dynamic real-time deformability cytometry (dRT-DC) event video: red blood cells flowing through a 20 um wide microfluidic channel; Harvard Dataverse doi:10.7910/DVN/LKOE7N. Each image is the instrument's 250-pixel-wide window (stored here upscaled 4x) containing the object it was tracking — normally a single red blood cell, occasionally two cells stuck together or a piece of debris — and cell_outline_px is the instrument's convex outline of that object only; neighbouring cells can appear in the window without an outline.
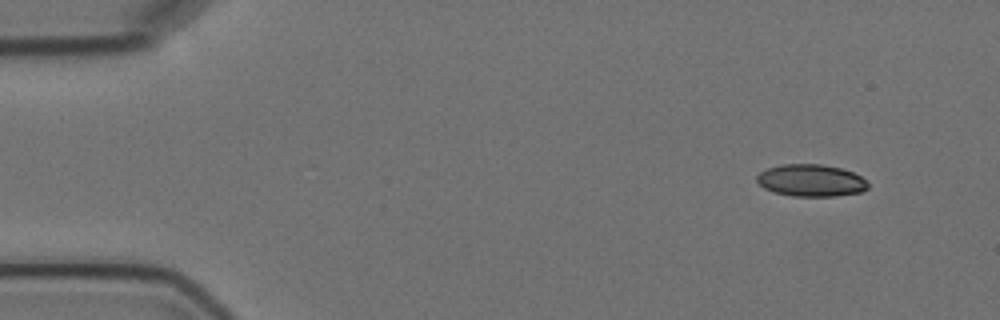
{"species": "Egyptian fruit bat (a non-hibernating species)", "species_latin": "Rousettus aegyptiacus", "temperature_condition": "cold", "stored_images_in_passage": 4, "camera_frame_rate_fps": 3000, "um_per_image_px": 0.085, "animal": {"sex": "female"}, "frame": {"image": 1, "passage_image": 1, "time_ms": 0.0, "image_size_px": [1000, 320], "cell_outline_px": [[868, 188], [860, 192], [836, 196], [792, 196], [772, 192], [764, 188], [756, 180], [756, 176], [760, 172], [768, 168], [780, 164], [820, 164], [840, 168], [852, 172], [860, 176], [868, 184]], "centroid_in_image_um": [68.9, 15.34], "position_along_channel_um": 16.1, "area_um2": 20.75}}
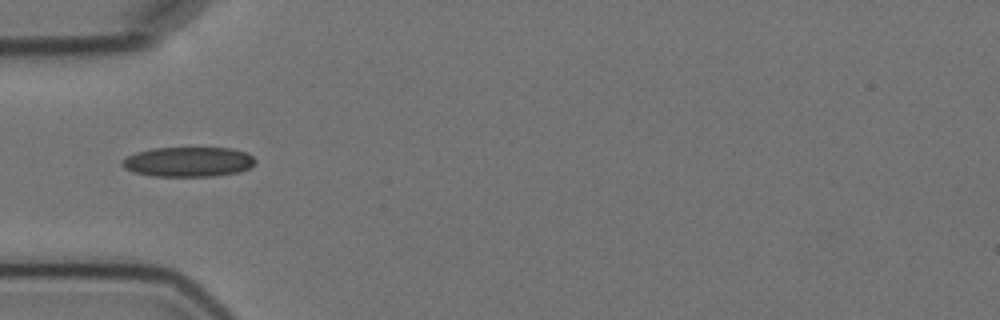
{"frame": {"image": 2, "passage_image": 4, "time_ms": 4.333, "image_size_px": [1000, 320], "cell_outline_px": [[256, 160], [248, 168], [240, 172], [212, 176], [152, 176], [132, 172], [124, 168], [120, 164], [120, 160], [136, 152], [152, 148], [232, 148], [248, 152]], "centroid_in_image_um": [15.97, 13.75], "position_along_channel_um": 69.0, "area_um2": 23.29}}